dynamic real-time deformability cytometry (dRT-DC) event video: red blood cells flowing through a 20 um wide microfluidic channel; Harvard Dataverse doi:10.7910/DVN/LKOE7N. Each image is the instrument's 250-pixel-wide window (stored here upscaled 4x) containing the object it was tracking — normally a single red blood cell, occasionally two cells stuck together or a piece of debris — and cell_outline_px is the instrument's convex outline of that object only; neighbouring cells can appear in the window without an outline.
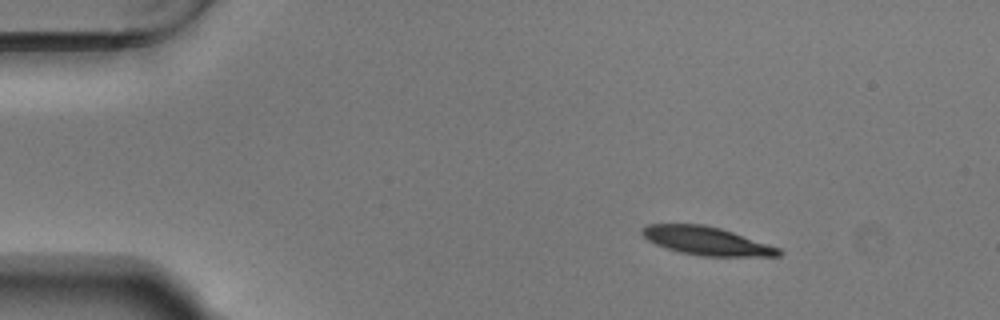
{"species": "Egyptian fruit bat (a non-hibernating species)", "species_latin": "Rousettus aegyptiacus", "temperature_condition": "warm", "stored_images_in_passage": 48, "camera_frame_rate_fps": 3000, "um_per_image_px": 0.085, "animal": {"sex": "male"}, "frame": {"image": 1, "passage_image": 1, "time_ms": 0.0, "image_size_px": [1000, 320], "cell_outline_px": [[780, 256], [700, 256], [680, 252], [656, 244], [648, 240], [640, 232], [640, 228], [648, 224], [704, 224], [720, 228], [780, 248]], "centroid_in_image_um": [60.01, 20.47], "position_along_channel_um": 25.0, "area_um2": 22.31}}
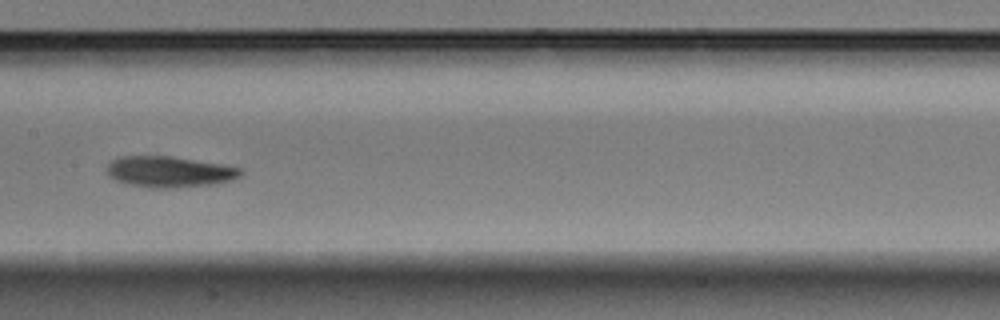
{"frame": {"image": 2, "passage_image": 21, "time_ms": 6.667, "image_size_px": [1000, 320], "cell_outline_px": [[244, 172], [240, 176], [232, 180], [212, 184], [172, 188], [152, 188], [132, 184], [116, 180], [108, 176], [108, 164], [112, 160], [120, 156], [172, 156], [220, 164], [240, 168]], "centroid_in_image_um": [14.4, 14.59], "position_along_channel_um": 193.0, "area_um2": 23.93}}
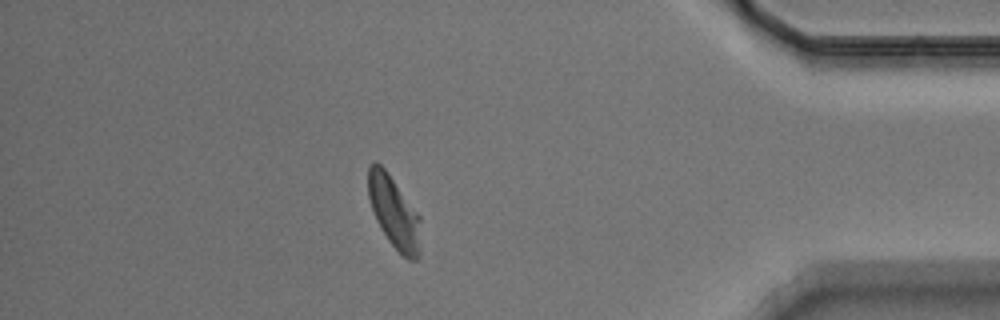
{"frame": {"image": 3, "passage_image": 41, "time_ms": 13.333, "image_size_px": [1000, 320], "cell_outline_px": [[420, 256], [416, 260], [408, 260], [388, 240], [380, 228], [376, 220], [368, 196], [368, 164], [376, 160], [384, 168], [420, 216]], "centroid_in_image_um": [33.48, 18.04], "position_along_channel_um": 401.7, "area_um2": 21.85}, "authors_computed_cell_mechanics": {"area_um2": 23.0622, "velocity_mm_per_s": 3.6828, "shape_relaxation_time_tau1_ms": 3.3498, "shape_relaxation_time_tau2_ms": 6.0523, "deformation_change_tau1": 0.1616, "deformation_change_tau2": 0.1381}}